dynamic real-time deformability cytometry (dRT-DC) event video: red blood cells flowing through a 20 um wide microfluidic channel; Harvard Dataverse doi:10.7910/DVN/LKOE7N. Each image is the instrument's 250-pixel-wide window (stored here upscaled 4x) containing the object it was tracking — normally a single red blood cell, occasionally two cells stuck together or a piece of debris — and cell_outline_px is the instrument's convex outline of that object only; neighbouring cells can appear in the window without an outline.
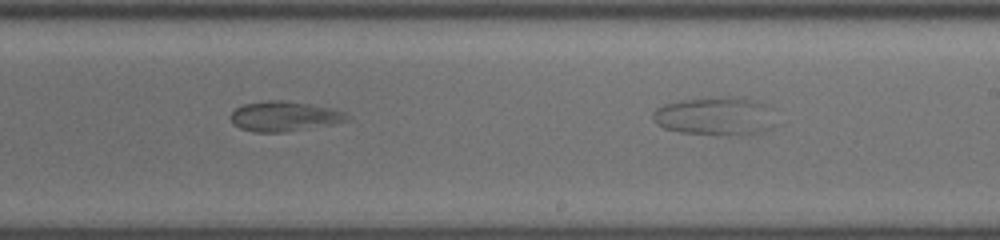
{"species": "common noctule bat (a hibernating species)", "species_latin": "Nyctalus noctula", "temperature_condition": "cold", "stored_images_in_passage": 26, "camera_frame_rate_fps": 3000, "um_per_image_px": 0.085, "animal": {"sex": "female", "body_mass_g": 19.5, "forearm_length_mm": 54.1}, "frame": {"image": 1, "passage_image": 19, "time_ms": 6.0, "image_size_px": [1000, 240], "cell_outline_px": [[352, 120], [332, 124], [284, 132], [252, 132], [240, 128], [232, 124], [232, 112], [236, 108], [244, 104], [268, 100], [280, 100], [308, 104], [328, 108], [344, 112], [352, 116]], "centroid_in_image_um": [24.18, 9.9], "position_along_channel_um": 264.8, "area_um2": 20.17}}